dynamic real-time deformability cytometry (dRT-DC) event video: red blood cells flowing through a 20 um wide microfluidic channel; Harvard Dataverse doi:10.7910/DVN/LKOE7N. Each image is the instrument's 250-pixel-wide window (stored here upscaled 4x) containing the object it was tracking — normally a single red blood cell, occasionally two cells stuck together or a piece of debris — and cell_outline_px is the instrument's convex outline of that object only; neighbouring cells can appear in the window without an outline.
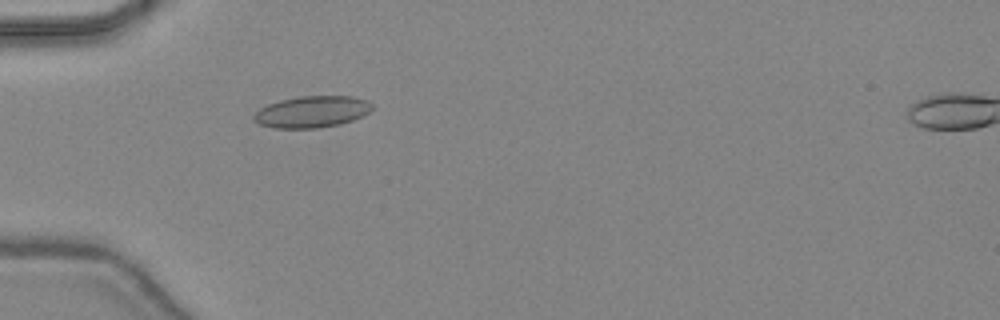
{"species": "common noctule bat (a hibernating species)", "species_latin": "Nyctalus noctula", "temperature_condition": "warm", "stored_images_in_passage": 48, "camera_frame_rate_fps": 3000, "um_per_image_px": 0.085, "animal": {"sex": "female", "body_mass_g": 24.6, "forearm_length_mm": 56.2}, "frame": {"image": 1, "passage_image": 16, "time_ms": 5.0, "image_size_px": [1000, 320], "cell_outline_px": [[372, 108], [364, 116], [340, 124], [320, 128], [272, 128], [260, 124], [252, 120], [252, 116], [260, 108], [268, 104], [280, 100], [300, 96], [352, 96], [368, 100], [372, 104]], "centroid_in_image_um": [26.51, 9.5], "position_along_channel_um": 58.5, "area_um2": 21.91}}
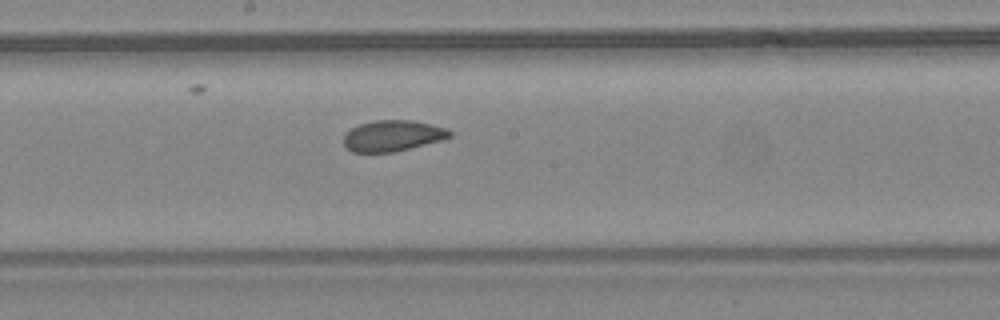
{"frame": {"image": 2, "passage_image": 27, "time_ms": 8.667, "image_size_px": [1000, 320], "cell_outline_px": [[452, 136], [440, 140], [392, 152], [352, 152], [344, 144], [344, 136], [352, 128], [360, 124], [372, 120], [412, 120], [444, 128], [452, 132]], "centroid_in_image_um": [33.34, 11.53], "position_along_channel_um": 214.9, "area_um2": 18.73}}
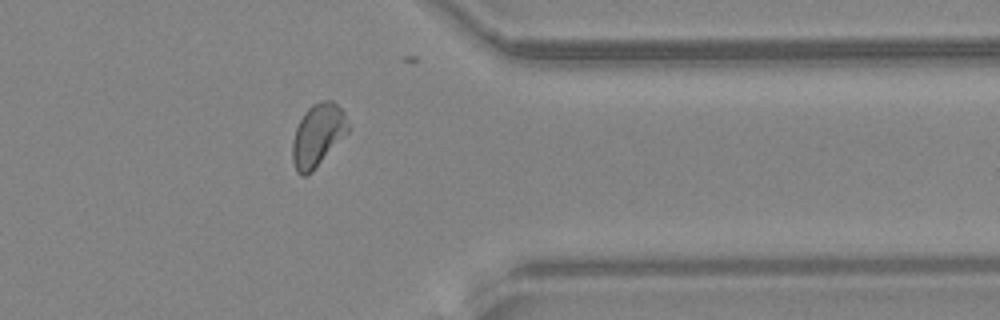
{"frame": {"image": 3, "passage_image": 39, "time_ms": 12.667, "image_size_px": [1000, 320], "cell_outline_px": [[348, 132], [312, 172], [308, 176], [300, 176], [296, 172], [292, 160], [292, 140], [296, 128], [304, 112], [312, 104], [320, 100], [332, 100], [344, 112], [348, 124]], "centroid_in_image_um": [26.98, 11.5], "position_along_channel_um": 384.4, "area_um2": 20.35}, "authors_computed_cell_mechanics": {"area_um2": 20.3456, "velocity_mm_per_s": 4.4554, "shape_relaxation_time_tau1_ms": 7.2346, "shape_relaxation_time_tau2_ms": 1.27, "deformation_change_tau1": 0.1373, "deformation_change_tau2": 0.0663}}